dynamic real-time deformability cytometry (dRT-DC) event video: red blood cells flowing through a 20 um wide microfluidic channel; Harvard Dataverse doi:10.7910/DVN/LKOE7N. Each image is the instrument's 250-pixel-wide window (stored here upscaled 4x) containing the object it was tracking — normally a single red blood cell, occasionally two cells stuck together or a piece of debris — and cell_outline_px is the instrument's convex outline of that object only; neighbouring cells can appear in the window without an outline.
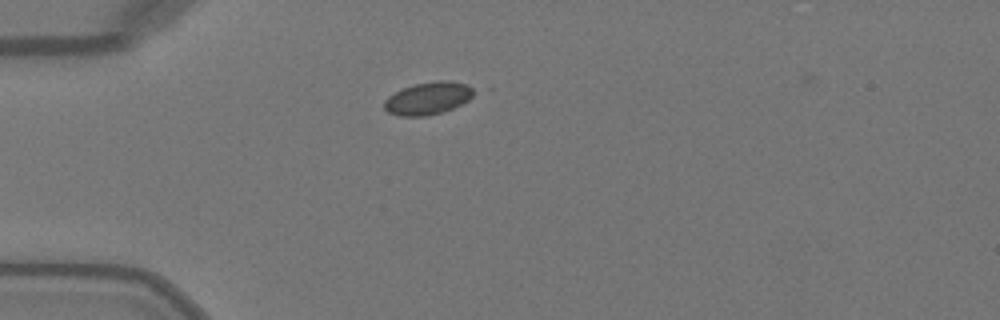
{"species": "Egyptian fruit bat (a non-hibernating species)", "species_latin": "Rousettus aegyptiacus", "temperature_condition": "warm", "stored_images_in_passage": 37, "camera_frame_rate_fps": 3000, "um_per_image_px": 0.085, "animal": {"sex": "female"}, "frame": {"image": 1, "passage_image": 1, "time_ms": 0.0, "image_size_px": [1000, 320], "cell_outline_px": [[476, 88], [472, 96], [468, 100], [444, 112], [428, 116], [400, 116], [388, 112], [384, 108], [384, 100], [388, 96], [404, 88], [416, 84], [440, 80], [448, 80], [468, 84]], "centroid_in_image_um": [36.41, 8.35], "position_along_channel_um": 48.6, "area_um2": 16.99}}
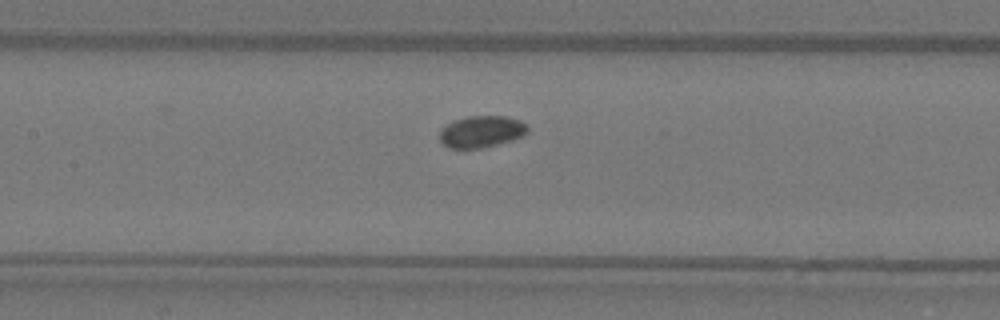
{"frame": {"image": 2, "passage_image": 11, "time_ms": 3.333, "image_size_px": [1000, 320], "cell_outline_px": [[528, 132], [512, 140], [480, 148], [448, 148], [440, 140], [440, 132], [448, 124], [456, 120], [468, 116], [508, 116], [520, 120], [528, 124]], "centroid_in_image_um": [40.96, 11.18], "position_along_channel_um": 166.4, "area_um2": 16.07}}
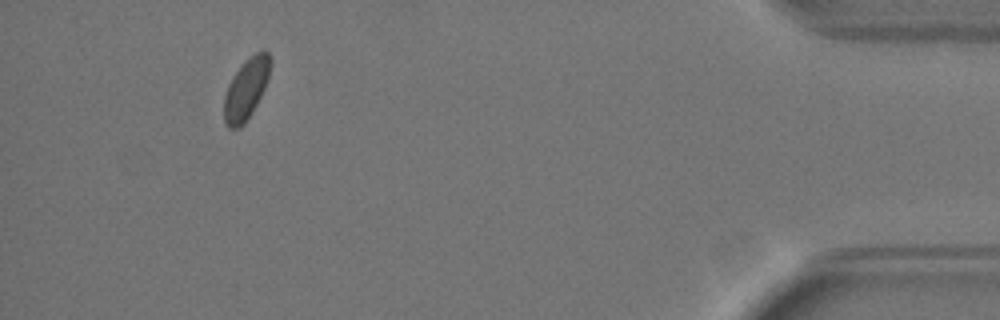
{"frame": {"image": 3, "passage_image": 34, "time_ms": 11.0, "image_size_px": [1000, 320], "cell_outline_px": [[272, 60], [268, 80], [252, 112], [244, 124], [240, 128], [228, 128], [224, 124], [224, 96], [228, 84], [232, 76], [244, 60], [256, 52], [268, 52]], "centroid_in_image_um": [20.91, 7.56], "position_along_channel_um": 414.3, "area_um2": 16.53}}